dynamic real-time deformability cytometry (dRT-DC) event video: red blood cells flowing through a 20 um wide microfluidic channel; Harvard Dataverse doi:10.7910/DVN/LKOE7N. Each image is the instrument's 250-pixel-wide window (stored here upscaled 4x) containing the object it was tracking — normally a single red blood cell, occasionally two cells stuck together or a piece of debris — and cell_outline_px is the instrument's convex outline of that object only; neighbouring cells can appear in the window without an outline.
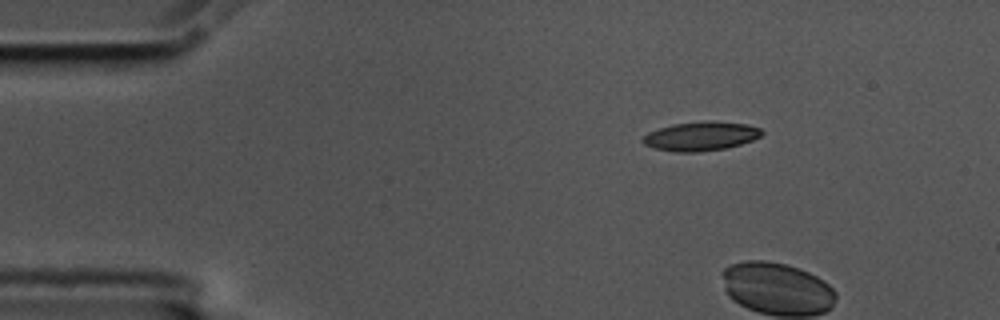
{"species": "common noctule bat (a hibernating species)", "species_latin": "Nyctalus noctula", "temperature_condition": "cold", "stored_images_in_passage": 3, "camera_frame_rate_fps": 3000, "um_per_image_px": 0.085, "animal": {"sex": "male", "body_mass_g": 17.5, "forearm_length_mm": 52.3}, "frame": {"image": 1, "passage_image": 1, "time_ms": 0.0, "image_size_px": [1000, 320], "cell_outline_px": [[764, 132], [760, 136], [752, 140], [740, 144], [724, 148], [696, 152], [676, 152], [656, 148], [644, 144], [640, 140], [648, 132], [672, 124], [704, 120], [708, 120], [748, 124], [760, 128]], "centroid_in_image_um": [59.57, 11.56], "position_along_channel_um": 25.4, "area_um2": 20.11}}